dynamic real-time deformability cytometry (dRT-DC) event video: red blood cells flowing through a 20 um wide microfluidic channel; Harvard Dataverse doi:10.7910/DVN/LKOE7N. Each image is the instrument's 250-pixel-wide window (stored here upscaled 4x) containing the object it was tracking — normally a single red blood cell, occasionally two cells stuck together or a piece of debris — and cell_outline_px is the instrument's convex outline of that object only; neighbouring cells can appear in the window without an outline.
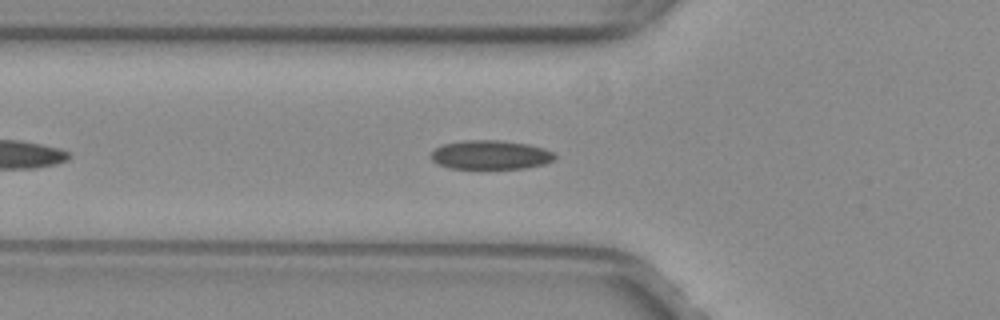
{"species": "common noctule bat (a hibernating species)", "species_latin": "Nyctalus noctula", "temperature_condition": "warm", "stored_images_in_passage": 40, "camera_frame_rate_fps": 3000, "um_per_image_px": 0.085, "animal": {"sex": "female", "body_mass_g": 29.2, "forearm_length_mm": 56.3}, "frame": {"image": 1, "passage_image": 8, "time_ms": 2.333, "image_size_px": [1000, 320], "cell_outline_px": [[556, 160], [544, 164], [524, 168], [448, 168], [436, 164], [432, 160], [432, 152], [440, 144], [464, 140], [500, 140], [528, 144], [544, 148], [552, 152], [556, 156]], "centroid_in_image_um": [41.69, 13.16], "position_along_channel_um": 84.1, "area_um2": 21.04}}
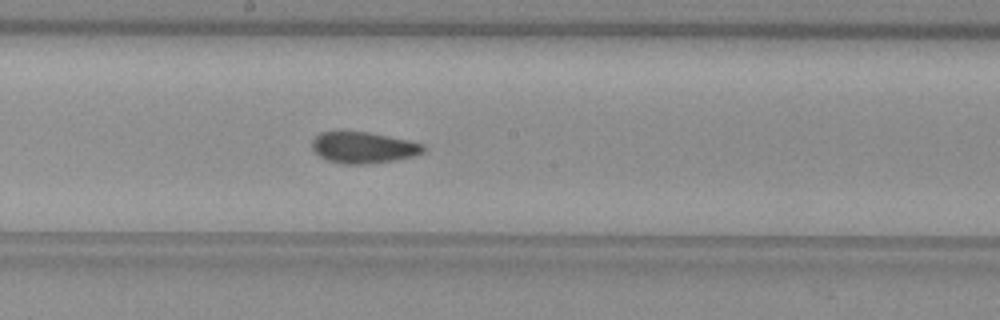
{"frame": {"image": 2, "passage_image": 18, "time_ms": 5.667, "image_size_px": [1000, 320], "cell_outline_px": [[428, 148], [424, 152], [412, 156], [372, 164], [344, 164], [328, 160], [320, 156], [312, 148], [312, 140], [320, 132], [368, 132], [408, 140], [424, 144]], "centroid_in_image_um": [30.91, 12.54], "position_along_channel_um": 217.3, "area_um2": 20.17}}
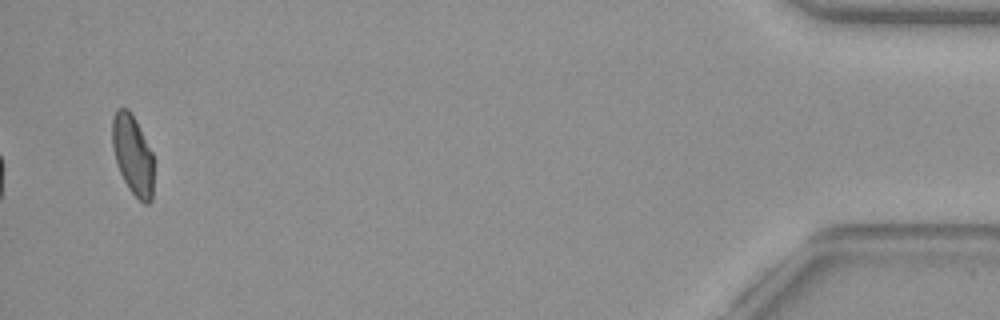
{"frame": {"image": 3, "passage_image": 40, "time_ms": 13.0, "image_size_px": [1000, 320], "cell_outline_px": [[152, 200], [148, 204], [144, 204], [128, 188], [116, 164], [112, 144], [112, 120], [116, 108], [128, 108], [136, 120], [152, 152]], "centroid_in_image_um": [11.26, 13.14], "position_along_channel_um": 423.9, "area_um2": 19.13}, "authors_computed_cell_mechanics": {"area_um2": 20.4612, "velocity_mm_per_s": 3.9831, "shape_relaxation_time_tau1_ms": null, "shape_relaxation_time_tau2_ms": 1.3551, "deformation_change_tau1": null, "deformation_change_tau2": 0.0511}}